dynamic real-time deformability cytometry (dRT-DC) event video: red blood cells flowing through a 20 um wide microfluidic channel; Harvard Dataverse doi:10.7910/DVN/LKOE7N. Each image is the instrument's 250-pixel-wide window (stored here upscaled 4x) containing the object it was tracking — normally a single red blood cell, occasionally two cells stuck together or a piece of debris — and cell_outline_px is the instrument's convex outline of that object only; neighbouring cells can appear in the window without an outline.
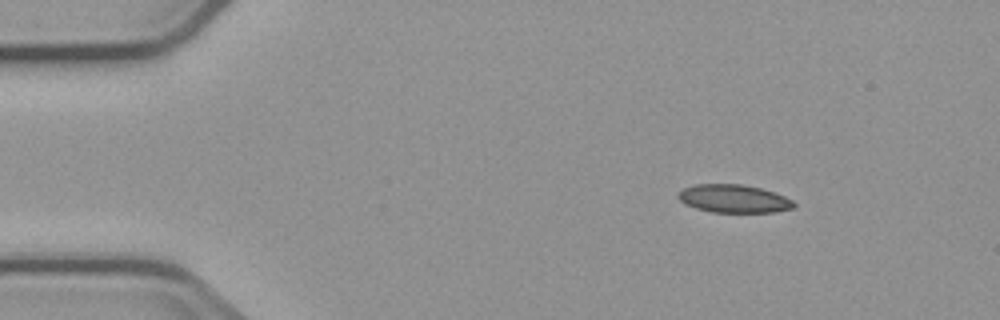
{"species": "common noctule bat (a hibernating species)", "species_latin": "Nyctalus noctula", "temperature_condition": "cold", "stored_images_in_passage": 5, "camera_frame_rate_fps": 3000, "um_per_image_px": 0.085, "animal": {"sex": "male", "body_mass_g": 23.1, "forearm_length_mm": 52.7}, "frame": {"image": 1, "passage_image": 1, "time_ms": 0.0, "image_size_px": [1000, 320], "cell_outline_px": [[796, 208], [776, 212], [712, 212], [696, 208], [684, 204], [676, 196], [676, 192], [684, 188], [696, 184], [740, 184], [760, 188], [784, 196], [792, 200], [796, 204]], "centroid_in_image_um": [62.35, 16.89], "position_along_channel_um": 22.6, "area_um2": 19.02}}
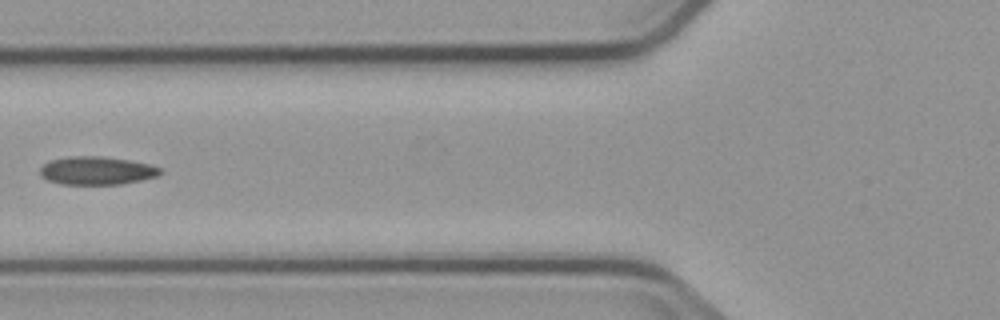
{"frame": {"image": 2, "passage_image": 4, "time_ms": 4.667, "image_size_px": [1000, 320], "cell_outline_px": [[164, 172], [156, 176], [140, 180], [120, 184], [60, 184], [48, 180], [40, 176], [40, 168], [44, 164], [52, 160], [68, 156], [100, 156], [128, 160], [148, 164], [160, 168]], "centroid_in_image_um": [8.2, 14.5], "position_along_channel_um": 117.6, "area_um2": 19.59}}
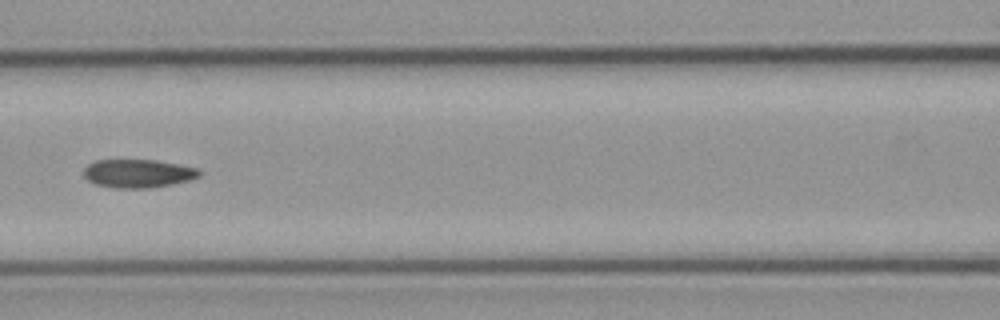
{"frame": {"image": 3, "passage_image": 5, "time_ms": 5.667, "image_size_px": [1000, 320], "cell_outline_px": [[200, 176], [188, 180], [172, 184], [148, 188], [112, 188], [96, 184], [88, 180], [84, 176], [84, 168], [88, 164], [96, 160], [156, 160], [180, 164], [196, 168], [200, 172]], "centroid_in_image_um": [11.71, 14.74], "position_along_channel_um": 154.9, "area_um2": 19.07}}